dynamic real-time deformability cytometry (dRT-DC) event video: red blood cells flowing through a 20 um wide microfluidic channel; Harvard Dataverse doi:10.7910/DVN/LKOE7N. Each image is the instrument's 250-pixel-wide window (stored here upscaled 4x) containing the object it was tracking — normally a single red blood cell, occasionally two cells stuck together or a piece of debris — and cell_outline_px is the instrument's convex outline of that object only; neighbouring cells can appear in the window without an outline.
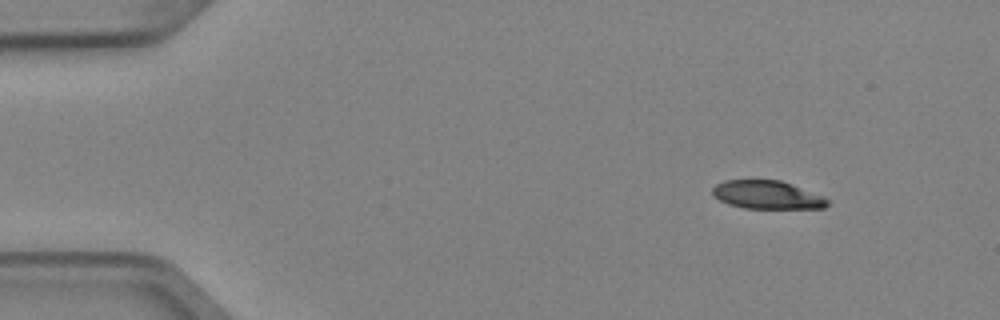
{"species": "Egyptian fruit bat (a non-hibernating species)", "species_latin": "Rousettus aegyptiacus", "temperature_condition": "cold", "stored_images_in_passage": 5, "camera_frame_rate_fps": 3000, "um_per_image_px": 0.085, "animal": {"sex": "female"}, "frame": {"image": 1, "passage_image": 1, "time_ms": 0.0, "image_size_px": [1000, 320], "cell_outline_px": [[828, 204], [824, 208], [744, 208], [728, 204], [712, 196], [712, 188], [716, 184], [724, 180], [780, 180], [792, 184], [824, 196], [828, 200]], "centroid_in_image_um": [65.18, 16.56], "position_along_channel_um": 19.8, "area_um2": 18.96}}
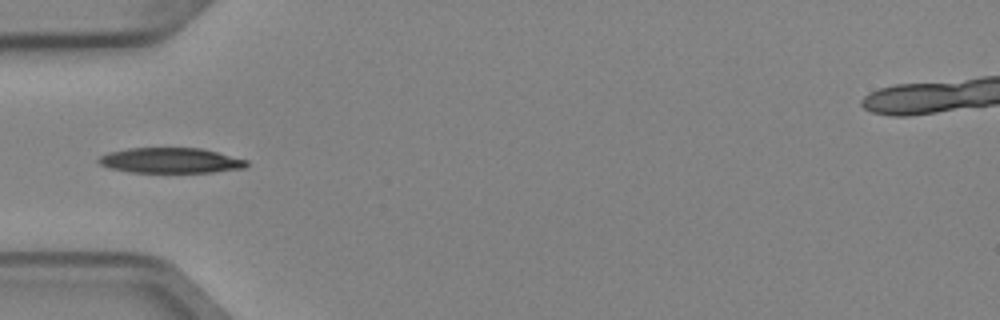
{"frame": {"image": 2, "passage_image": 4, "time_ms": 1.0, "image_size_px": [1000, 320], "cell_outline_px": [[248, 164], [244, 168], [212, 172], [132, 172], [108, 168], [100, 164], [96, 160], [100, 156], [108, 152], [128, 148], [200, 148], [248, 160]], "centroid_in_image_um": [14.46, 13.64], "position_along_channel_um": 70.5, "area_um2": 21.73}}
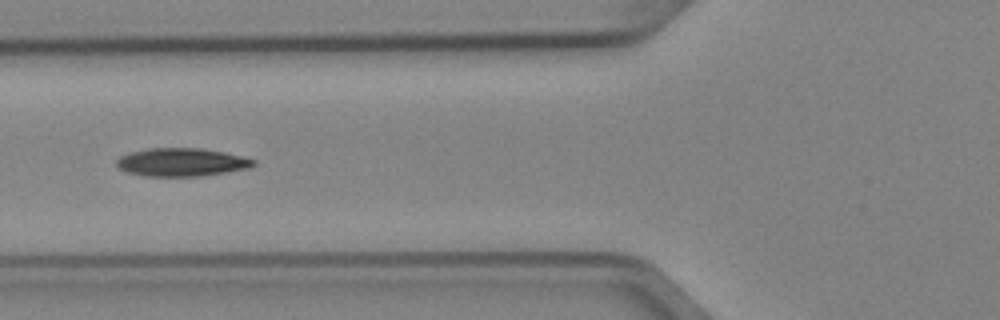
{"frame": {"image": 3, "passage_image": 5, "time_ms": 1.333, "image_size_px": [1000, 320], "cell_outline_px": [[256, 164], [248, 168], [204, 176], [144, 176], [128, 172], [120, 168], [116, 164], [116, 160], [120, 156], [132, 152], [148, 148], [200, 148], [224, 152], [244, 156], [256, 160]], "centroid_in_image_um": [15.46, 13.78], "position_along_channel_um": 110.3, "area_um2": 22.48}}